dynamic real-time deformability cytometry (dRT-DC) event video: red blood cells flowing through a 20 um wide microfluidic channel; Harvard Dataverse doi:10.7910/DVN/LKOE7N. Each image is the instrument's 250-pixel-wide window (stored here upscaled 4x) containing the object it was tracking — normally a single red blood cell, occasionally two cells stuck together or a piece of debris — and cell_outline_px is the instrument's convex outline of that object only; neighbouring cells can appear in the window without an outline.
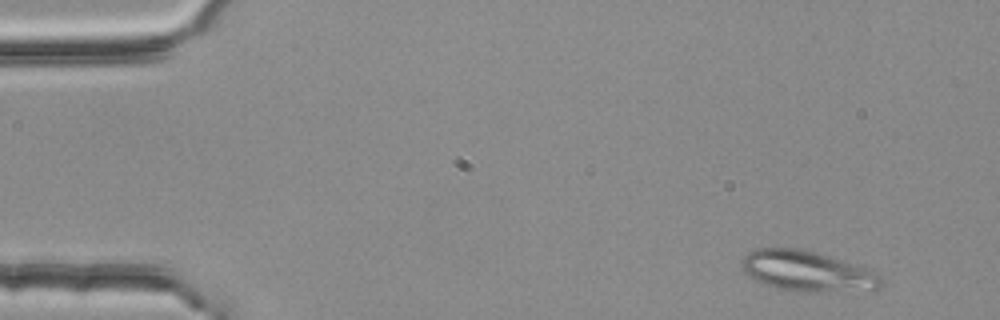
{"species": "common noctule bat (a hibernating species)", "species_latin": "Nyctalus noctula", "temperature_condition": "room temperature", "stored_images_in_passage": 52, "segment_of_instrument_passage": [1, 2], "camera_frame_rate_fps": 3000, "um_per_image_px": 0.085, "animal": {"sex": "female", "body_mass_g": 25.1}, "frame": {"image": 1, "passage_image": 4, "time_ms": 1.0, "image_size_px": [1000, 320], "cell_outline_px": [[884, 284], [872, 292], [796, 292], [776, 288], [764, 284], [748, 276], [744, 272], [744, 256], [748, 252], [756, 248], [804, 248], [864, 268], [880, 276], [884, 280]], "centroid_in_image_um": [68.66, 23.09], "position_along_channel_um": 16.3, "area_um2": 33.18}}